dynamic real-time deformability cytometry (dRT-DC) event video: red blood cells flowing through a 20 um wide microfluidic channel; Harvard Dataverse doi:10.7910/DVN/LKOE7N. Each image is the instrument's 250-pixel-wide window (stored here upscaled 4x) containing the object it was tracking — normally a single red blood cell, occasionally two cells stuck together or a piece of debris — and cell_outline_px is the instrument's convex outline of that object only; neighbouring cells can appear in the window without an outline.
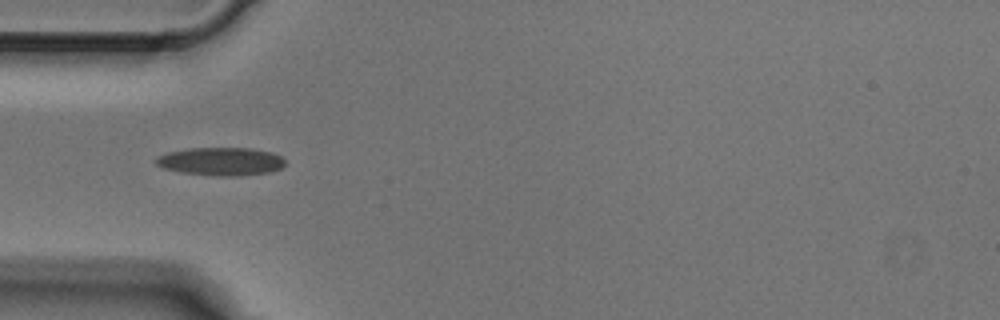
{"species": "Egyptian fruit bat (a non-hibernating species)", "species_latin": "Rousettus aegyptiacus", "temperature_condition": "cold", "stored_images_in_passage": 1, "camera_frame_rate_fps": 3000, "um_per_image_px": 0.085, "animal": {"sex": "male"}, "frame": {"image": 1, "passage_image": 1, "time_ms": 0.0, "image_size_px": [1000, 320], "cell_outline_px": [[284, 164], [280, 168], [268, 172], [228, 176], [220, 176], [184, 172], [164, 168], [156, 164], [152, 160], [156, 156], [168, 152], [188, 148], [252, 148], [272, 152], [280, 156], [284, 160]], "centroid_in_image_um": [18.73, 13.7], "position_along_channel_um": 66.3, "area_um2": 20.92}}